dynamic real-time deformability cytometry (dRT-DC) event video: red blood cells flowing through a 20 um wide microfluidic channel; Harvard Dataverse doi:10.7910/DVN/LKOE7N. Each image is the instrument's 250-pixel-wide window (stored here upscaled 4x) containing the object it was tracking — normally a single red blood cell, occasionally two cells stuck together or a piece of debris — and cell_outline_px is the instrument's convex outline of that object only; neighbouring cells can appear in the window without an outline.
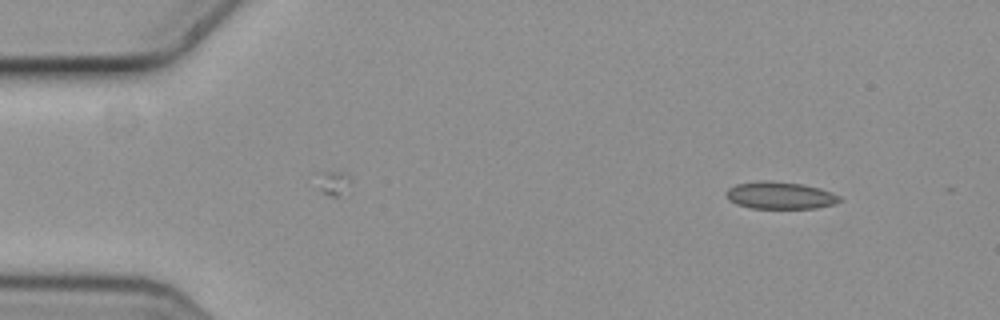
{"species": "common noctule bat (a hibernating species)", "species_latin": "Nyctalus noctula", "temperature_condition": "cold", "stored_images_in_passage": 5, "segment_of_instrument_passage": [1, 2], "camera_frame_rate_fps": 3000, "um_per_image_px": 0.085, "animal": {"sex": "female", "body_mass_g": 19.3, "forearm_length_mm": 54.1}, "frame": {"image": 1, "passage_image": 1, "time_ms": 0.0, "image_size_px": [1000, 320], "cell_outline_px": [[844, 200], [836, 204], [816, 208], [752, 208], [736, 204], [728, 200], [724, 192], [728, 188], [736, 184], [800, 184], [820, 188], [840, 196]], "centroid_in_image_um": [66.37, 16.67], "position_along_channel_um": 18.6, "area_um2": 17.11}}
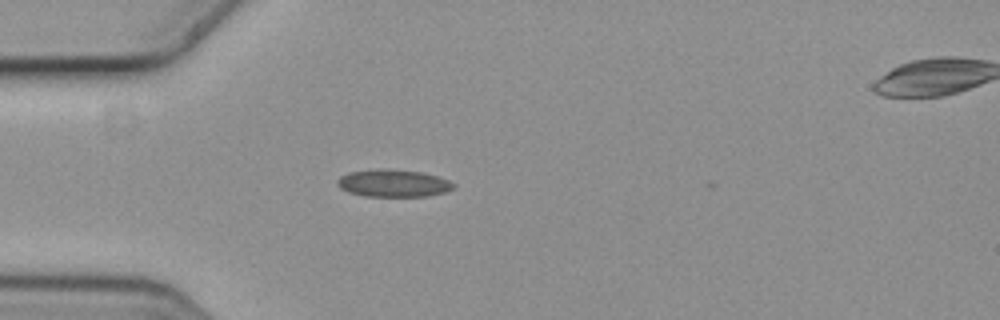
{"frame": {"image": 2, "passage_image": 4, "time_ms": 1.0, "image_size_px": [1000, 320], "cell_outline_px": [[456, 184], [452, 188], [444, 192], [428, 196], [364, 196], [348, 192], [340, 188], [336, 184], [336, 180], [340, 176], [352, 172], [420, 172], [436, 176], [448, 180]], "centroid_in_image_um": [33.44, 15.64], "position_along_channel_um": 51.6, "area_um2": 17.4}}